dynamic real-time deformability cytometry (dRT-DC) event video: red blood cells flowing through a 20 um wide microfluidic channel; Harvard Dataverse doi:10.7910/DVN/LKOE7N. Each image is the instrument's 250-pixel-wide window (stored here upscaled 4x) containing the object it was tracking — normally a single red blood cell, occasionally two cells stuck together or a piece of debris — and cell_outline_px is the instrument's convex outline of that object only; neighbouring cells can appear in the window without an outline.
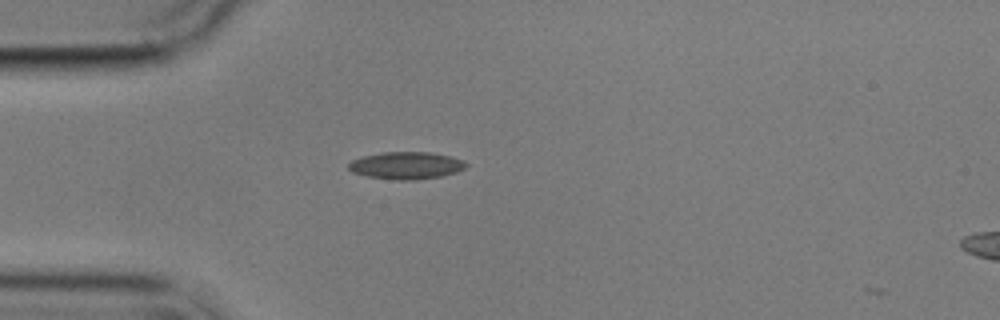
{"species": "common noctule bat (a hibernating species)", "species_latin": "Nyctalus noctula", "temperature_condition": "cold", "stored_images_in_passage": 2, "camera_frame_rate_fps": 3000, "um_per_image_px": 0.085, "animal": {"sex": "male", "body_mass_g": 17.9}, "frame": {"image": 1, "passage_image": 1, "time_ms": 0.0, "image_size_px": [1000, 320], "cell_outline_px": [[468, 164], [464, 168], [456, 172], [440, 176], [416, 180], [396, 180], [368, 176], [352, 172], [348, 168], [348, 164], [352, 160], [360, 156], [380, 152], [432, 152], [452, 156], [464, 160]], "centroid_in_image_um": [34.53, 14.05], "position_along_channel_um": 50.5, "area_um2": 18.84}}